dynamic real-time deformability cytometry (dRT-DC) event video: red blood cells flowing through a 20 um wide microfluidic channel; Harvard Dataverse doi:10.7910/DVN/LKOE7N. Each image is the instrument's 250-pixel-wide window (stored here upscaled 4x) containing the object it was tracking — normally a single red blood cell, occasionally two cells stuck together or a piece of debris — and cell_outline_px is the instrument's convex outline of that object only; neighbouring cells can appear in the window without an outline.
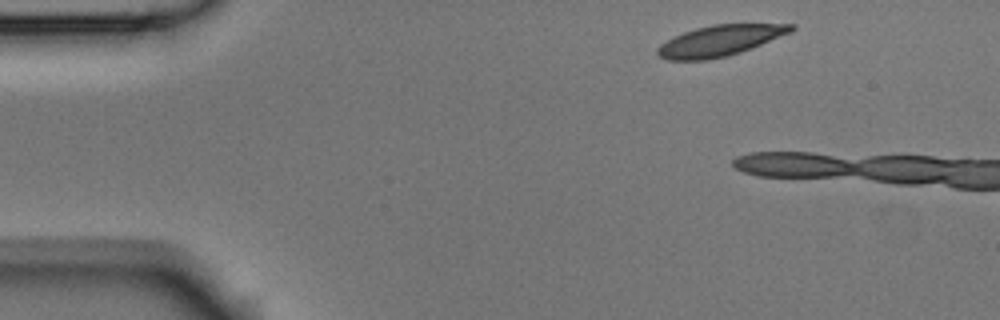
{"species": "Egyptian fruit bat (a non-hibernating species)", "species_latin": "Rousettus aegyptiacus", "temperature_condition": "room temperature", "stored_images_in_passage": 3, "camera_frame_rate_fps": 3000, "um_per_image_px": 0.085, "animal": {"sex": "male"}, "frame": {"image": 1, "passage_image": 1, "time_ms": 0.0, "image_size_px": [1000, 320], "cell_outline_px": [[796, 28], [792, 32], [752, 48], [728, 56], [708, 60], [668, 60], [660, 56], [656, 52], [656, 48], [660, 44], [684, 32], [696, 28], [712, 24], [796, 24]], "centroid_in_image_um": [61.22, 3.46], "position_along_channel_um": 23.8, "area_um2": 23.99}}